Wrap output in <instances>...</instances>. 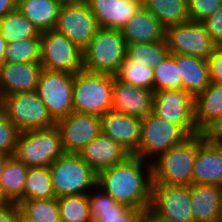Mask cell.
Listing matches in <instances>:
<instances>
[{"label":"cell","mask_w":222,"mask_h":222,"mask_svg":"<svg viewBox=\"0 0 222 222\" xmlns=\"http://www.w3.org/2000/svg\"><path fill=\"white\" fill-rule=\"evenodd\" d=\"M61 222H93L87 194L57 198Z\"/></svg>","instance_id":"32"},{"label":"cell","mask_w":222,"mask_h":222,"mask_svg":"<svg viewBox=\"0 0 222 222\" xmlns=\"http://www.w3.org/2000/svg\"><path fill=\"white\" fill-rule=\"evenodd\" d=\"M83 51V70L115 76L127 57L121 30L99 28Z\"/></svg>","instance_id":"2"},{"label":"cell","mask_w":222,"mask_h":222,"mask_svg":"<svg viewBox=\"0 0 222 222\" xmlns=\"http://www.w3.org/2000/svg\"><path fill=\"white\" fill-rule=\"evenodd\" d=\"M0 33L7 43L28 38H41L34 24L16 8L0 21Z\"/></svg>","instance_id":"30"},{"label":"cell","mask_w":222,"mask_h":222,"mask_svg":"<svg viewBox=\"0 0 222 222\" xmlns=\"http://www.w3.org/2000/svg\"><path fill=\"white\" fill-rule=\"evenodd\" d=\"M190 202L194 222H219L222 187L209 184H192Z\"/></svg>","instance_id":"24"},{"label":"cell","mask_w":222,"mask_h":222,"mask_svg":"<svg viewBox=\"0 0 222 222\" xmlns=\"http://www.w3.org/2000/svg\"><path fill=\"white\" fill-rule=\"evenodd\" d=\"M99 28L121 30L143 7L135 0H87Z\"/></svg>","instance_id":"21"},{"label":"cell","mask_w":222,"mask_h":222,"mask_svg":"<svg viewBox=\"0 0 222 222\" xmlns=\"http://www.w3.org/2000/svg\"><path fill=\"white\" fill-rule=\"evenodd\" d=\"M113 105V75L81 70L74 74V112L103 116Z\"/></svg>","instance_id":"4"},{"label":"cell","mask_w":222,"mask_h":222,"mask_svg":"<svg viewBox=\"0 0 222 222\" xmlns=\"http://www.w3.org/2000/svg\"><path fill=\"white\" fill-rule=\"evenodd\" d=\"M190 136L179 126L158 117L153 112L142 119L141 138L134 156L153 161ZM149 157V158H148Z\"/></svg>","instance_id":"8"},{"label":"cell","mask_w":222,"mask_h":222,"mask_svg":"<svg viewBox=\"0 0 222 222\" xmlns=\"http://www.w3.org/2000/svg\"><path fill=\"white\" fill-rule=\"evenodd\" d=\"M78 154L97 174L124 162L131 155L102 132Z\"/></svg>","instance_id":"20"},{"label":"cell","mask_w":222,"mask_h":222,"mask_svg":"<svg viewBox=\"0 0 222 222\" xmlns=\"http://www.w3.org/2000/svg\"><path fill=\"white\" fill-rule=\"evenodd\" d=\"M49 169L56 198L88 194L97 187L98 174L79 154L64 153Z\"/></svg>","instance_id":"6"},{"label":"cell","mask_w":222,"mask_h":222,"mask_svg":"<svg viewBox=\"0 0 222 222\" xmlns=\"http://www.w3.org/2000/svg\"><path fill=\"white\" fill-rule=\"evenodd\" d=\"M63 2H83L87 0H62Z\"/></svg>","instance_id":"49"},{"label":"cell","mask_w":222,"mask_h":222,"mask_svg":"<svg viewBox=\"0 0 222 222\" xmlns=\"http://www.w3.org/2000/svg\"><path fill=\"white\" fill-rule=\"evenodd\" d=\"M154 92L113 76L112 110L143 119L152 112Z\"/></svg>","instance_id":"18"},{"label":"cell","mask_w":222,"mask_h":222,"mask_svg":"<svg viewBox=\"0 0 222 222\" xmlns=\"http://www.w3.org/2000/svg\"><path fill=\"white\" fill-rule=\"evenodd\" d=\"M73 81L74 74L68 72L41 71L36 91L56 122L74 112Z\"/></svg>","instance_id":"9"},{"label":"cell","mask_w":222,"mask_h":222,"mask_svg":"<svg viewBox=\"0 0 222 222\" xmlns=\"http://www.w3.org/2000/svg\"><path fill=\"white\" fill-rule=\"evenodd\" d=\"M154 68V92L166 89H183L182 77L177 67L175 54H169L166 59Z\"/></svg>","instance_id":"37"},{"label":"cell","mask_w":222,"mask_h":222,"mask_svg":"<svg viewBox=\"0 0 222 222\" xmlns=\"http://www.w3.org/2000/svg\"><path fill=\"white\" fill-rule=\"evenodd\" d=\"M56 198L49 167L28 168L23 201Z\"/></svg>","instance_id":"31"},{"label":"cell","mask_w":222,"mask_h":222,"mask_svg":"<svg viewBox=\"0 0 222 222\" xmlns=\"http://www.w3.org/2000/svg\"><path fill=\"white\" fill-rule=\"evenodd\" d=\"M65 153L78 154L102 132L101 116L72 112L56 122Z\"/></svg>","instance_id":"15"},{"label":"cell","mask_w":222,"mask_h":222,"mask_svg":"<svg viewBox=\"0 0 222 222\" xmlns=\"http://www.w3.org/2000/svg\"><path fill=\"white\" fill-rule=\"evenodd\" d=\"M62 0H17V8L40 33L54 30Z\"/></svg>","instance_id":"27"},{"label":"cell","mask_w":222,"mask_h":222,"mask_svg":"<svg viewBox=\"0 0 222 222\" xmlns=\"http://www.w3.org/2000/svg\"><path fill=\"white\" fill-rule=\"evenodd\" d=\"M142 119L109 110L101 116L102 133L121 145L131 155L138 151Z\"/></svg>","instance_id":"17"},{"label":"cell","mask_w":222,"mask_h":222,"mask_svg":"<svg viewBox=\"0 0 222 222\" xmlns=\"http://www.w3.org/2000/svg\"><path fill=\"white\" fill-rule=\"evenodd\" d=\"M19 210L35 222H61L57 198L25 200Z\"/></svg>","instance_id":"36"},{"label":"cell","mask_w":222,"mask_h":222,"mask_svg":"<svg viewBox=\"0 0 222 222\" xmlns=\"http://www.w3.org/2000/svg\"><path fill=\"white\" fill-rule=\"evenodd\" d=\"M177 67L182 77L183 90L194 98L210 85L207 60L195 56L175 54Z\"/></svg>","instance_id":"25"},{"label":"cell","mask_w":222,"mask_h":222,"mask_svg":"<svg viewBox=\"0 0 222 222\" xmlns=\"http://www.w3.org/2000/svg\"><path fill=\"white\" fill-rule=\"evenodd\" d=\"M206 31L211 38L217 43L222 42V5L214 12L213 15L202 21Z\"/></svg>","instance_id":"40"},{"label":"cell","mask_w":222,"mask_h":222,"mask_svg":"<svg viewBox=\"0 0 222 222\" xmlns=\"http://www.w3.org/2000/svg\"><path fill=\"white\" fill-rule=\"evenodd\" d=\"M170 54L166 39L161 42L127 45V57L142 65L155 67Z\"/></svg>","instance_id":"34"},{"label":"cell","mask_w":222,"mask_h":222,"mask_svg":"<svg viewBox=\"0 0 222 222\" xmlns=\"http://www.w3.org/2000/svg\"><path fill=\"white\" fill-rule=\"evenodd\" d=\"M127 45L161 42L166 28L144 6L121 29Z\"/></svg>","instance_id":"23"},{"label":"cell","mask_w":222,"mask_h":222,"mask_svg":"<svg viewBox=\"0 0 222 222\" xmlns=\"http://www.w3.org/2000/svg\"><path fill=\"white\" fill-rule=\"evenodd\" d=\"M0 222H17V204L0 203Z\"/></svg>","instance_id":"43"},{"label":"cell","mask_w":222,"mask_h":222,"mask_svg":"<svg viewBox=\"0 0 222 222\" xmlns=\"http://www.w3.org/2000/svg\"><path fill=\"white\" fill-rule=\"evenodd\" d=\"M28 167L14 156L6 162L0 182V203H15L23 201L24 185Z\"/></svg>","instance_id":"28"},{"label":"cell","mask_w":222,"mask_h":222,"mask_svg":"<svg viewBox=\"0 0 222 222\" xmlns=\"http://www.w3.org/2000/svg\"><path fill=\"white\" fill-rule=\"evenodd\" d=\"M9 157L10 155L0 153V182H1V175L3 173L4 167Z\"/></svg>","instance_id":"47"},{"label":"cell","mask_w":222,"mask_h":222,"mask_svg":"<svg viewBox=\"0 0 222 222\" xmlns=\"http://www.w3.org/2000/svg\"><path fill=\"white\" fill-rule=\"evenodd\" d=\"M91 192L87 195L93 222H140L145 209L128 208L117 203L111 195L99 190L98 186Z\"/></svg>","instance_id":"22"},{"label":"cell","mask_w":222,"mask_h":222,"mask_svg":"<svg viewBox=\"0 0 222 222\" xmlns=\"http://www.w3.org/2000/svg\"><path fill=\"white\" fill-rule=\"evenodd\" d=\"M218 49L222 51V42L218 44Z\"/></svg>","instance_id":"52"},{"label":"cell","mask_w":222,"mask_h":222,"mask_svg":"<svg viewBox=\"0 0 222 222\" xmlns=\"http://www.w3.org/2000/svg\"><path fill=\"white\" fill-rule=\"evenodd\" d=\"M170 54L189 55L207 60L218 48L202 22L187 21L166 28Z\"/></svg>","instance_id":"10"},{"label":"cell","mask_w":222,"mask_h":222,"mask_svg":"<svg viewBox=\"0 0 222 222\" xmlns=\"http://www.w3.org/2000/svg\"><path fill=\"white\" fill-rule=\"evenodd\" d=\"M210 81L222 83V51L218 48L207 59Z\"/></svg>","instance_id":"41"},{"label":"cell","mask_w":222,"mask_h":222,"mask_svg":"<svg viewBox=\"0 0 222 222\" xmlns=\"http://www.w3.org/2000/svg\"><path fill=\"white\" fill-rule=\"evenodd\" d=\"M19 132L0 109V153L13 156Z\"/></svg>","instance_id":"38"},{"label":"cell","mask_w":222,"mask_h":222,"mask_svg":"<svg viewBox=\"0 0 222 222\" xmlns=\"http://www.w3.org/2000/svg\"><path fill=\"white\" fill-rule=\"evenodd\" d=\"M0 109L20 132L46 129L56 125L37 91L0 97Z\"/></svg>","instance_id":"7"},{"label":"cell","mask_w":222,"mask_h":222,"mask_svg":"<svg viewBox=\"0 0 222 222\" xmlns=\"http://www.w3.org/2000/svg\"><path fill=\"white\" fill-rule=\"evenodd\" d=\"M115 77L124 83L154 92V68L130 60L128 57L120 66Z\"/></svg>","instance_id":"33"},{"label":"cell","mask_w":222,"mask_h":222,"mask_svg":"<svg viewBox=\"0 0 222 222\" xmlns=\"http://www.w3.org/2000/svg\"><path fill=\"white\" fill-rule=\"evenodd\" d=\"M192 184L222 187V145L208 141L203 133L197 134V153L193 166Z\"/></svg>","instance_id":"16"},{"label":"cell","mask_w":222,"mask_h":222,"mask_svg":"<svg viewBox=\"0 0 222 222\" xmlns=\"http://www.w3.org/2000/svg\"><path fill=\"white\" fill-rule=\"evenodd\" d=\"M61 132L55 125L19 132L13 156L28 168L49 167L64 154Z\"/></svg>","instance_id":"5"},{"label":"cell","mask_w":222,"mask_h":222,"mask_svg":"<svg viewBox=\"0 0 222 222\" xmlns=\"http://www.w3.org/2000/svg\"><path fill=\"white\" fill-rule=\"evenodd\" d=\"M190 21L202 22L222 5V0H187Z\"/></svg>","instance_id":"39"},{"label":"cell","mask_w":222,"mask_h":222,"mask_svg":"<svg viewBox=\"0 0 222 222\" xmlns=\"http://www.w3.org/2000/svg\"><path fill=\"white\" fill-rule=\"evenodd\" d=\"M135 1L141 3L144 6L148 0H135Z\"/></svg>","instance_id":"50"},{"label":"cell","mask_w":222,"mask_h":222,"mask_svg":"<svg viewBox=\"0 0 222 222\" xmlns=\"http://www.w3.org/2000/svg\"><path fill=\"white\" fill-rule=\"evenodd\" d=\"M219 222H222V204H221V213H220Z\"/></svg>","instance_id":"51"},{"label":"cell","mask_w":222,"mask_h":222,"mask_svg":"<svg viewBox=\"0 0 222 222\" xmlns=\"http://www.w3.org/2000/svg\"><path fill=\"white\" fill-rule=\"evenodd\" d=\"M99 29L97 21L86 1L63 2L54 30L65 35L82 50Z\"/></svg>","instance_id":"13"},{"label":"cell","mask_w":222,"mask_h":222,"mask_svg":"<svg viewBox=\"0 0 222 222\" xmlns=\"http://www.w3.org/2000/svg\"><path fill=\"white\" fill-rule=\"evenodd\" d=\"M7 42L6 40L2 37L0 33V65L3 63V59L5 56V51L7 49Z\"/></svg>","instance_id":"46"},{"label":"cell","mask_w":222,"mask_h":222,"mask_svg":"<svg viewBox=\"0 0 222 222\" xmlns=\"http://www.w3.org/2000/svg\"><path fill=\"white\" fill-rule=\"evenodd\" d=\"M44 69L75 74L83 70L82 49L55 30L41 33V60Z\"/></svg>","instance_id":"11"},{"label":"cell","mask_w":222,"mask_h":222,"mask_svg":"<svg viewBox=\"0 0 222 222\" xmlns=\"http://www.w3.org/2000/svg\"><path fill=\"white\" fill-rule=\"evenodd\" d=\"M195 98L183 89L154 92L152 112L179 125L189 136L200 133L195 124Z\"/></svg>","instance_id":"12"},{"label":"cell","mask_w":222,"mask_h":222,"mask_svg":"<svg viewBox=\"0 0 222 222\" xmlns=\"http://www.w3.org/2000/svg\"><path fill=\"white\" fill-rule=\"evenodd\" d=\"M203 134L208 141L222 145V115Z\"/></svg>","instance_id":"42"},{"label":"cell","mask_w":222,"mask_h":222,"mask_svg":"<svg viewBox=\"0 0 222 222\" xmlns=\"http://www.w3.org/2000/svg\"><path fill=\"white\" fill-rule=\"evenodd\" d=\"M196 153L197 134L161 154L151 162L153 185H192Z\"/></svg>","instance_id":"3"},{"label":"cell","mask_w":222,"mask_h":222,"mask_svg":"<svg viewBox=\"0 0 222 222\" xmlns=\"http://www.w3.org/2000/svg\"><path fill=\"white\" fill-rule=\"evenodd\" d=\"M144 7L165 28L190 20L187 0H148Z\"/></svg>","instance_id":"29"},{"label":"cell","mask_w":222,"mask_h":222,"mask_svg":"<svg viewBox=\"0 0 222 222\" xmlns=\"http://www.w3.org/2000/svg\"><path fill=\"white\" fill-rule=\"evenodd\" d=\"M191 185H152L150 209L167 222H194Z\"/></svg>","instance_id":"14"},{"label":"cell","mask_w":222,"mask_h":222,"mask_svg":"<svg viewBox=\"0 0 222 222\" xmlns=\"http://www.w3.org/2000/svg\"><path fill=\"white\" fill-rule=\"evenodd\" d=\"M42 69L40 63H2L0 65V97L36 91Z\"/></svg>","instance_id":"19"},{"label":"cell","mask_w":222,"mask_h":222,"mask_svg":"<svg viewBox=\"0 0 222 222\" xmlns=\"http://www.w3.org/2000/svg\"><path fill=\"white\" fill-rule=\"evenodd\" d=\"M17 222H35L32 219L28 218L27 216H25L18 207L17 204Z\"/></svg>","instance_id":"48"},{"label":"cell","mask_w":222,"mask_h":222,"mask_svg":"<svg viewBox=\"0 0 222 222\" xmlns=\"http://www.w3.org/2000/svg\"><path fill=\"white\" fill-rule=\"evenodd\" d=\"M140 222H167V221L159 217L150 208H147L144 210Z\"/></svg>","instance_id":"45"},{"label":"cell","mask_w":222,"mask_h":222,"mask_svg":"<svg viewBox=\"0 0 222 222\" xmlns=\"http://www.w3.org/2000/svg\"><path fill=\"white\" fill-rule=\"evenodd\" d=\"M144 161L146 160L130 155L124 162L100 172L97 186L111 195L117 203L128 208H150L152 166L151 162Z\"/></svg>","instance_id":"1"},{"label":"cell","mask_w":222,"mask_h":222,"mask_svg":"<svg viewBox=\"0 0 222 222\" xmlns=\"http://www.w3.org/2000/svg\"><path fill=\"white\" fill-rule=\"evenodd\" d=\"M41 38L8 43L3 63H40Z\"/></svg>","instance_id":"35"},{"label":"cell","mask_w":222,"mask_h":222,"mask_svg":"<svg viewBox=\"0 0 222 222\" xmlns=\"http://www.w3.org/2000/svg\"><path fill=\"white\" fill-rule=\"evenodd\" d=\"M17 8V0H0V21Z\"/></svg>","instance_id":"44"},{"label":"cell","mask_w":222,"mask_h":222,"mask_svg":"<svg viewBox=\"0 0 222 222\" xmlns=\"http://www.w3.org/2000/svg\"><path fill=\"white\" fill-rule=\"evenodd\" d=\"M196 129L203 133L222 115V83L211 82L195 97Z\"/></svg>","instance_id":"26"}]
</instances>
